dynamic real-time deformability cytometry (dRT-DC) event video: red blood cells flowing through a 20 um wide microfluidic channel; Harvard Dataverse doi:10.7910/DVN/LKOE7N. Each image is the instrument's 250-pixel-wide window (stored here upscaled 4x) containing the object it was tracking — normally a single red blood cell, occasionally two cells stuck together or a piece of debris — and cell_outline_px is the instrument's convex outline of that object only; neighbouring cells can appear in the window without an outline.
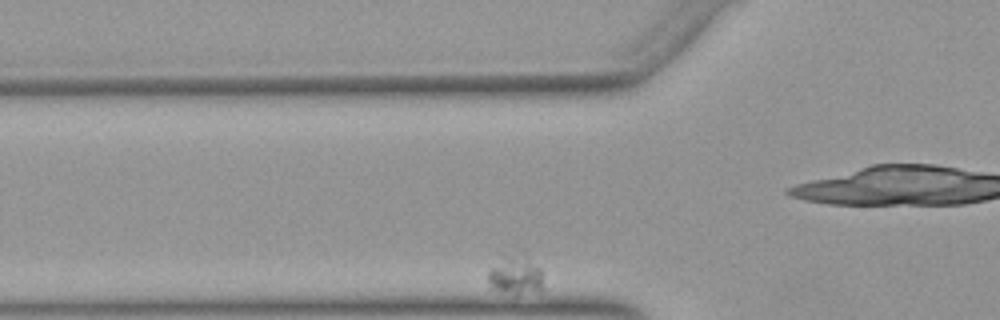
{"species": "Egyptian fruit bat (a non-hibernating species)", "species_latin": "Rousettus aegyptiacus", "temperature_condition": "warm", "stored_images_in_passage": 15, "camera_frame_rate_fps": 3000, "um_per_image_px": 0.085, "animal": {"sex": "female"}, "frame": {"image": 1, "passage_image": 7, "time_ms": 2.0, "image_size_px": [1000, 320], "cell_outline_px": [[544, 288], [540, 292], [516, 292], [492, 288], [488, 280], [488, 272], [504, 256], [524, 252], [540, 268]], "centroid_in_image_um": [43.89, 23.33], "position_along_channel_um": 81.9, "area_um2": 12.2}}
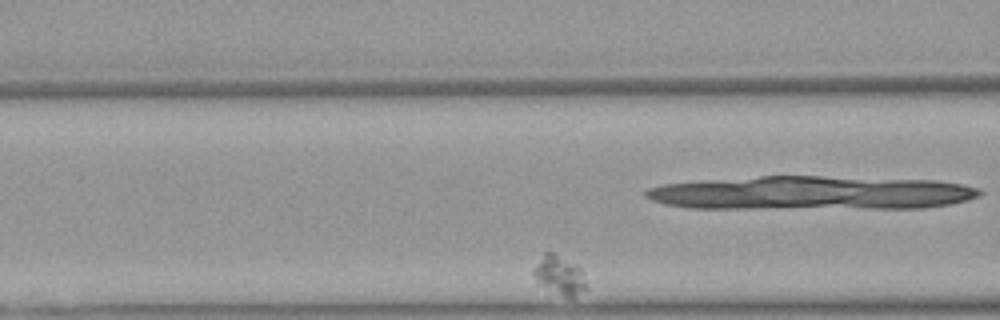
{"frame": {"image": 2, "passage_image": 12, "time_ms": 3.667, "image_size_px": [1000, 320], "cell_outline_px": [[588, 288], [572, 300], [564, 296], [544, 284], [532, 272], [532, 268], [544, 252], [552, 252], [580, 268]], "centroid_in_image_um": [47.6, 23.4], "position_along_channel_um": 119.0, "area_um2": 11.44}}